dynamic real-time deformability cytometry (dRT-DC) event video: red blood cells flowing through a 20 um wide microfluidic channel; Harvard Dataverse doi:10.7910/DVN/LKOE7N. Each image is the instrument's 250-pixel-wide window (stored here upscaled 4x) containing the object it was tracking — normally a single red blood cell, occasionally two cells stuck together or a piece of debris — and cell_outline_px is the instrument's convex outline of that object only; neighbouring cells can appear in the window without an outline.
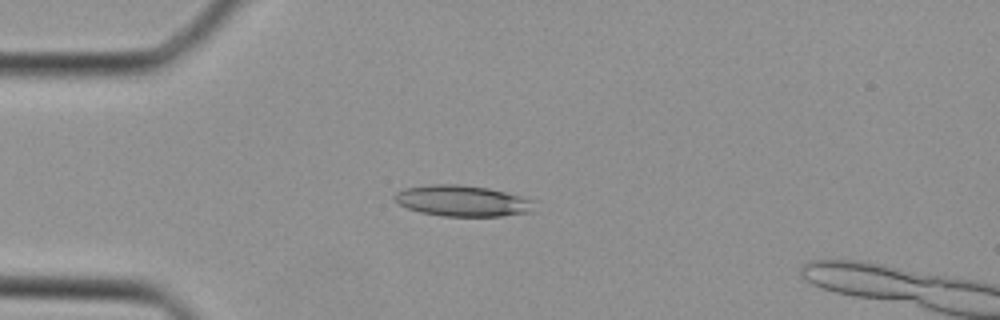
{"species": "Egyptian fruit bat (a non-hibernating species)", "species_latin": "Rousettus aegyptiacus", "temperature_condition": "cold", "stored_images_in_passage": 35, "camera_frame_rate_fps": 3000, "um_per_image_px": 0.085, "animal": {"sex": "female"}, "frame": {"image": 1, "passage_image": 6, "time_ms": 1.667, "image_size_px": [1000, 320], "cell_outline_px": [[532, 212], [500, 216], [444, 216], [420, 212], [408, 208], [400, 204], [392, 196], [396, 192], [404, 188], [432, 184], [460, 184], [488, 188], [520, 196], [532, 200]], "centroid_in_image_um": [39.26, 17.07], "position_along_channel_um": 45.7, "area_um2": 25.03}}
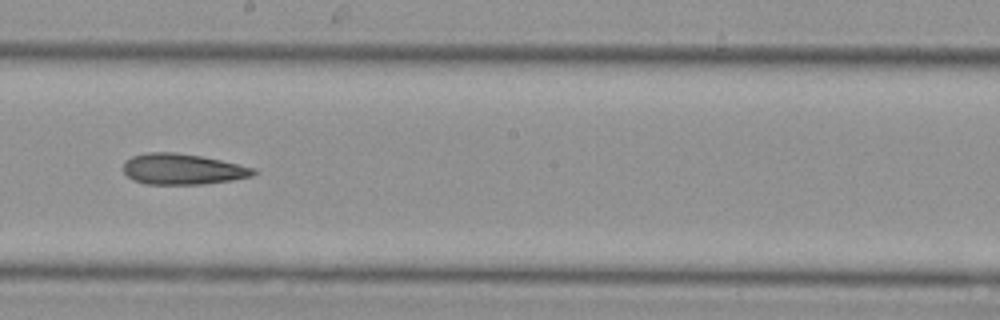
{"frame": {"image": 2, "passage_image": 18, "time_ms": 5.667, "image_size_px": [1000, 320], "cell_outline_px": [[256, 172], [252, 176], [232, 180], [200, 184], [144, 184], [132, 180], [124, 172], [124, 164], [132, 156], [148, 152], [176, 152], [200, 156], [220, 160], [256, 168]], "centroid_in_image_um": [15.51, 14.38], "position_along_channel_um": 232.7, "area_um2": 23.24}}
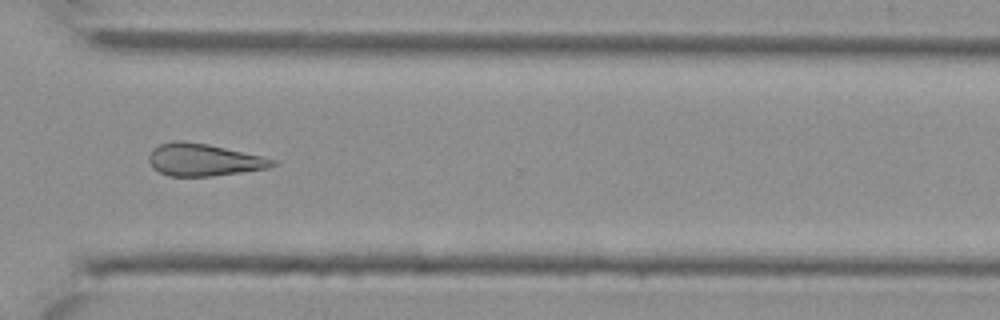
{"frame": {"image": 3, "passage_image": 25, "time_ms": 8.0, "image_size_px": [1000, 320], "cell_outline_px": [[276, 164], [268, 168], [212, 176], [168, 176], [152, 168], [148, 160], [148, 156], [152, 148], [160, 144], [176, 140], [180, 140], [208, 144], [260, 156], [276, 160]], "centroid_in_image_um": [17.25, 13.58], "position_along_channel_um": 353.4, "area_um2": 23.12}}